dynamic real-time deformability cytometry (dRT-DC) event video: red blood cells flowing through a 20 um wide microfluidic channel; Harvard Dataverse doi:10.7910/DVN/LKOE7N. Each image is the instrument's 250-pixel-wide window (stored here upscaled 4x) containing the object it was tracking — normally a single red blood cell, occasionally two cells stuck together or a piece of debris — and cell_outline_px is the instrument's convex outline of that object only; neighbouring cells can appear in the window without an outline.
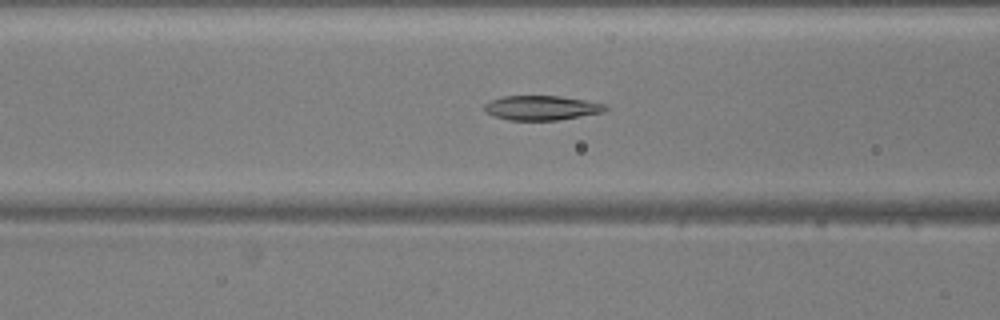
{"species": "common noctule bat (a hibernating species)", "species_latin": "Nyctalus noctula", "temperature_condition": "warm", "stored_images_in_passage": 37, "camera_frame_rate_fps": 3000, "um_per_image_px": 0.085, "animal": {"sex": "male", "body_mass_g": 20.5, "forearm_length_mm": 52.5}, "frame": {"image": 1, "passage_image": 11, "time_ms": 3.333, "image_size_px": [1000, 320], "cell_outline_px": [[608, 108], [604, 112], [556, 120], [508, 120], [484, 112], [484, 104], [492, 100], [504, 96], [560, 96], [608, 104]], "centroid_in_image_um": [46.05, 9.16], "position_along_channel_um": 120.6, "area_um2": 17.22}}
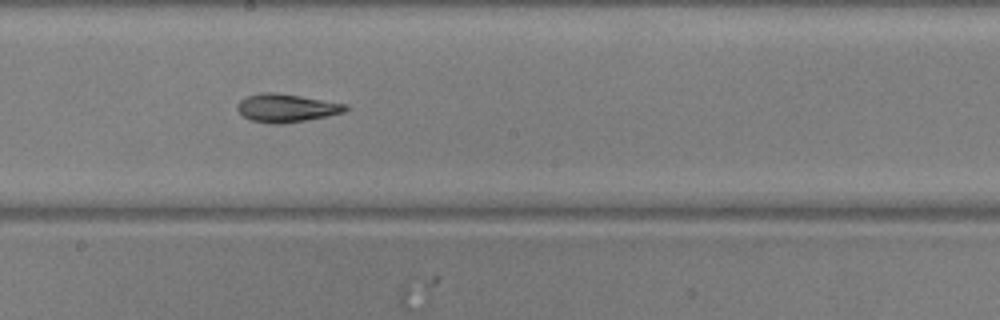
{"frame": {"image": 2, "passage_image": 19, "time_ms": 6.0, "image_size_px": [1000, 320], "cell_outline_px": [[348, 108], [344, 112], [328, 116], [284, 124], [272, 124], [248, 120], [236, 108], [240, 100], [248, 96], [264, 92], [276, 92], [348, 104]], "centroid_in_image_um": [24.35, 9.19], "position_along_channel_um": 223.9, "area_um2": 17.8}}
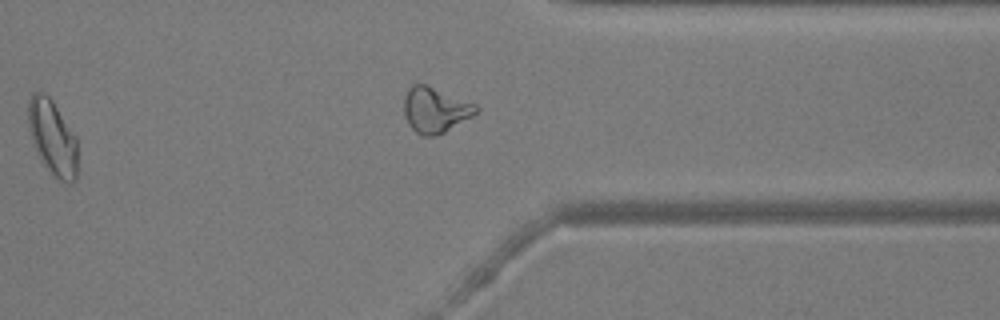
{"frame": {"image": 3, "passage_image": 31, "time_ms": 10.0, "image_size_px": [1000, 320], "cell_outline_px": [[76, 180], [72, 184], [68, 184], [52, 176], [44, 164], [32, 140], [28, 128], [28, 100], [32, 92], [44, 92], [52, 100], [76, 136]], "centroid_in_image_um": [4.46, 11.69], "position_along_channel_um": 406.9, "area_um2": 21.5}, "authors_computed_cell_mechanics": {"area_um2": 17.7446, "velocity_mm_per_s": 3.8605, "shape_relaxation_time_tau1_ms": null, "shape_relaxation_time_tau2_ms": 6.2437, "deformation_change_tau1": null, "deformation_change_tau2": 0.147}}